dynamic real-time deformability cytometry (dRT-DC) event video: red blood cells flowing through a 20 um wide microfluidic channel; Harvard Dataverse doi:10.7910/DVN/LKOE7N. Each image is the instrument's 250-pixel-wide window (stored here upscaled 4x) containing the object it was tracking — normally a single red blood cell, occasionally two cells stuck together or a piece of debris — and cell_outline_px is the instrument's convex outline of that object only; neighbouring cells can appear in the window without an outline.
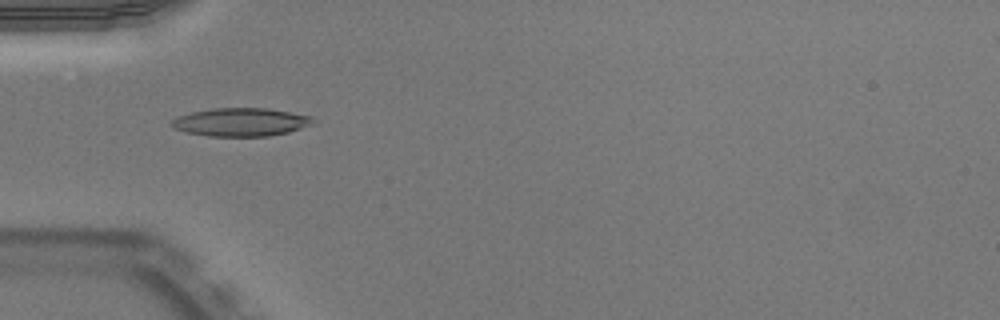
{"species": "Egyptian fruit bat (a non-hibernating species)", "species_latin": "Rousettus aegyptiacus", "temperature_condition": "warm", "stored_images_in_passage": 36, "camera_frame_rate_fps": 3000, "um_per_image_px": 0.085, "animal": {"sex": "male"}, "frame": {"image": 1, "passage_image": 1, "time_ms": 0.0, "image_size_px": [1000, 320], "cell_outline_px": [[316, 120], [312, 124], [288, 132], [268, 136], [208, 136], [188, 132], [176, 128], [168, 124], [176, 116], [192, 112], [212, 108], [264, 108], [288, 112], [308, 116]], "centroid_in_image_um": [20.43, 10.37], "position_along_channel_um": 64.6, "area_um2": 23.0}}
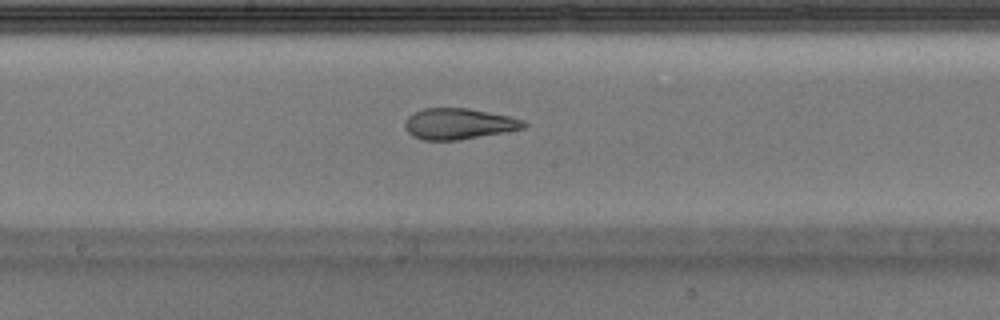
{"frame": {"image": 2, "passage_image": 12, "time_ms": 3.667, "image_size_px": [1000, 320], "cell_outline_px": [[528, 124], [524, 128], [504, 132], [460, 140], [424, 140], [412, 136], [404, 128], [404, 124], [408, 116], [424, 108], [468, 108], [508, 116], [524, 120]], "centroid_in_image_um": [38.98, 10.53], "position_along_channel_um": 209.2, "area_um2": 21.39}}
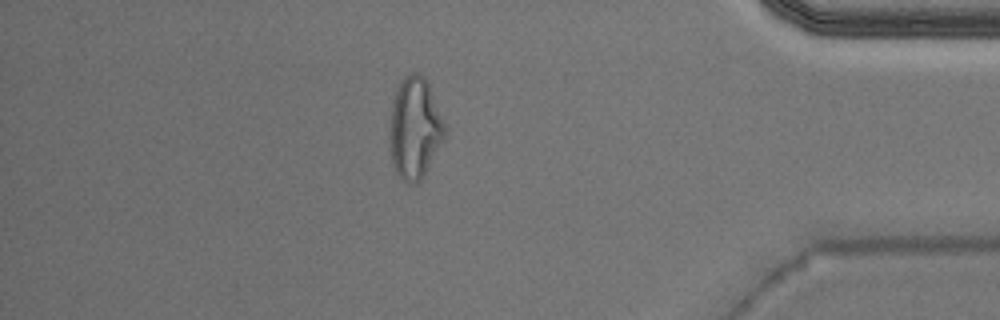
{"frame": {"image": 3, "passage_image": 29, "time_ms": 9.333, "image_size_px": [1000, 320], "cell_outline_px": [[448, 128], [444, 140], [424, 176], [416, 184], [408, 184], [396, 172], [392, 164], [388, 148], [392, 104], [396, 88], [400, 80], [404, 76], [412, 72], [420, 72], [428, 80]], "centroid_in_image_um": [35.28, 10.87], "position_along_channel_um": 399.9, "area_um2": 33.58}, "authors_computed_cell_mechanics": {"area_um2": 22.9755, "velocity_mm_per_s": 3.9578, "shape_relaxation_time_tau1_ms": null, "shape_relaxation_time_tau2_ms": 1.5659, "deformation_change_tau1": null, "deformation_change_tau2": 0.0932}}